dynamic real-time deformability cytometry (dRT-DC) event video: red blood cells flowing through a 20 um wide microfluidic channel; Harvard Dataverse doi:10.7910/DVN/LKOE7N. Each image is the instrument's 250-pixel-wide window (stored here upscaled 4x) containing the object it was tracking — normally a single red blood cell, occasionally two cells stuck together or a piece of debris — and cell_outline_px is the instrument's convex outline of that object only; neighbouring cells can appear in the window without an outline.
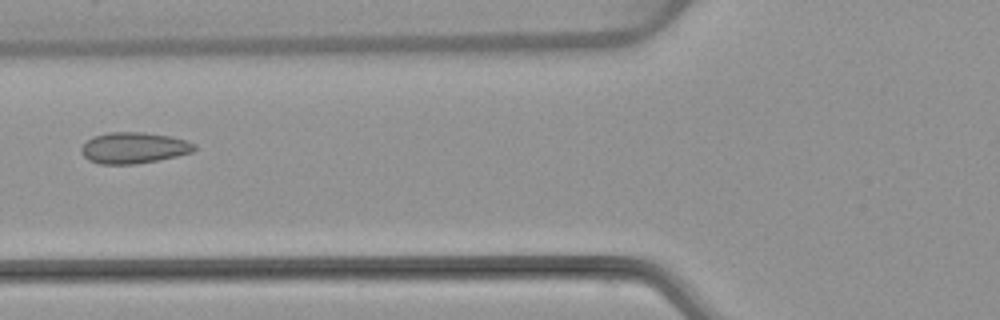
{"species": "common noctule bat (a hibernating species)", "species_latin": "Nyctalus noctula", "temperature_condition": "warm", "stored_images_in_passage": 5, "camera_frame_rate_fps": 3000, "um_per_image_px": 0.085, "animal": {"sex": "female", "body_mass_g": 22.7, "forearm_length_mm": 54.2}, "frame": {"image": 1, "passage_image": 4, "time_ms": 6.333, "image_size_px": [1000, 320], "cell_outline_px": [[196, 148], [192, 152], [176, 156], [156, 160], [132, 164], [100, 164], [88, 160], [80, 152], [80, 148], [92, 136], [108, 132], [144, 132], [172, 136], [188, 140], [196, 144]], "centroid_in_image_um": [11.37, 12.55], "position_along_channel_um": 114.4, "area_um2": 20.63}}
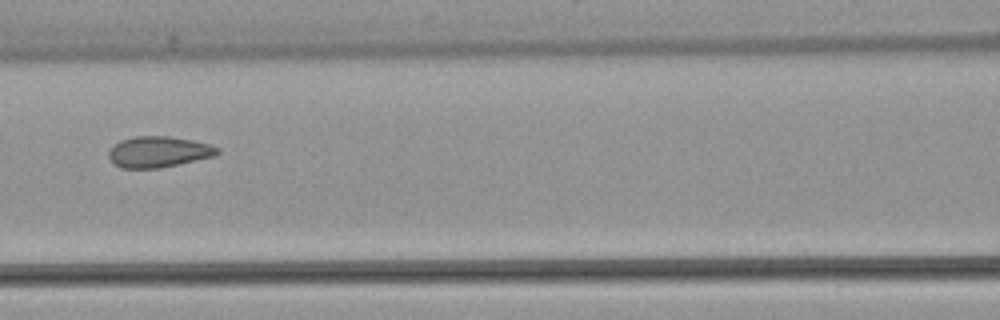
{"frame": {"image": 2, "passage_image": 5, "time_ms": 7.333, "image_size_px": [1000, 320], "cell_outline_px": [[220, 152], [216, 156], [160, 168], [120, 168], [112, 164], [108, 156], [108, 152], [120, 140], [136, 136], [168, 136], [192, 140], [208, 144], [220, 148]], "centroid_in_image_um": [13.48, 12.91], "position_along_channel_um": 153.1, "area_um2": 19.71}}